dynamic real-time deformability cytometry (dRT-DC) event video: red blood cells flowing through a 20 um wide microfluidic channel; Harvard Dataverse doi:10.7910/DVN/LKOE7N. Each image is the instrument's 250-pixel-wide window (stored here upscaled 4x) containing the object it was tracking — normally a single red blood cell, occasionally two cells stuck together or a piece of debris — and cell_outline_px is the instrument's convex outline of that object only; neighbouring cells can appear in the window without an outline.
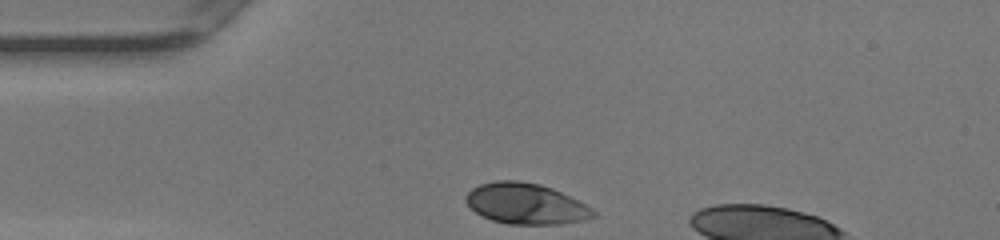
{"species": "human", "species_latin": "Homo sapiens", "temperature_condition": "warm", "stored_images_in_passage": 28, "camera_frame_rate_fps": 3000, "um_per_image_px": 0.085, "donor": {"sex": "female"}, "frame": {"image": 1, "passage_image": 1, "time_ms": 0.0, "image_size_px": [1000, 240], "cell_outline_px": [[596, 216], [588, 220], [560, 224], [508, 224], [492, 220], [476, 212], [464, 200], [464, 196], [472, 188], [480, 184], [496, 180], [516, 180], [540, 184], [552, 188], [592, 208], [596, 212]], "centroid_in_image_um": [44.7, 17.32], "position_along_channel_um": 40.3, "area_um2": 30.29}}
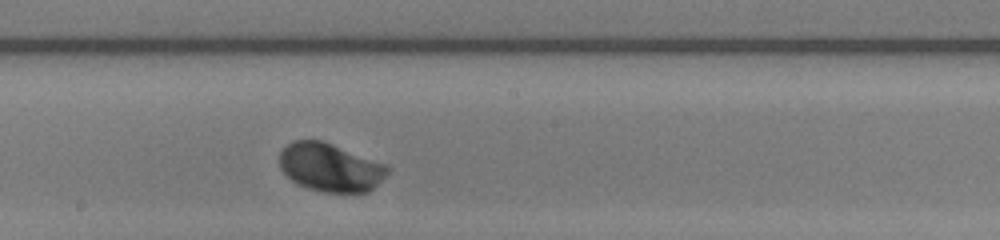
{"frame": {"image": 2, "passage_image": 16, "time_ms": 5.0, "image_size_px": [1000, 240], "cell_outline_px": [[392, 168], [368, 192], [324, 192], [308, 188], [296, 184], [280, 168], [280, 152], [292, 140], [324, 140], [388, 164]], "centroid_in_image_um": [28.09, 14.2], "position_along_channel_um": 220.1, "area_um2": 30.58}}
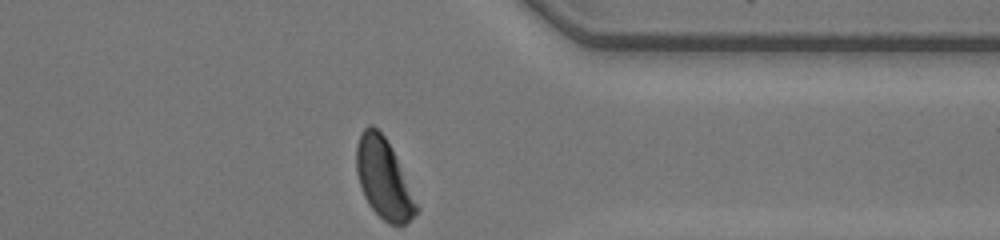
{"frame": {"image": 3, "passage_image": 28, "time_ms": 9.0, "image_size_px": [1000, 240], "cell_outline_px": [[420, 208], [404, 224], [388, 224], [368, 204], [364, 196], [356, 172], [356, 144], [360, 132], [368, 124], [372, 124], [384, 136]], "centroid_in_image_um": [32.56, 15.17], "position_along_channel_um": 378.8, "area_um2": 27.22}, "authors_computed_cell_mechanics": {"area_um2": 29.8537, "velocity_mm_per_s": 4.1532, "shape_relaxation_time_tau1_ms": 1.4482, "shape_relaxation_time_tau2_ms": null, "deformation_change_tau1": 0.1464, "deformation_change_tau2": null}}